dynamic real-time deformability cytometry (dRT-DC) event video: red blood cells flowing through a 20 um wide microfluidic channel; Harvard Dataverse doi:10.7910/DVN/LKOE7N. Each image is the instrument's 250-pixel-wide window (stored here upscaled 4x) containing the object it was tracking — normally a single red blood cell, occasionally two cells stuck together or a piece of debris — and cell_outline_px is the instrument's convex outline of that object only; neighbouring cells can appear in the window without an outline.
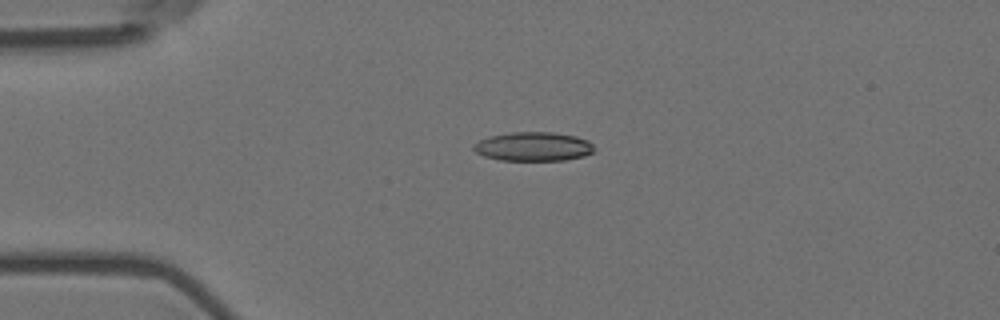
{"species": "Egyptian fruit bat (a non-hibernating species)", "species_latin": "Rousettus aegyptiacus", "temperature_condition": "room temperature", "stored_images_in_passage": 5, "camera_frame_rate_fps": 3000, "um_per_image_px": 0.085, "animal": {"sex": "female"}, "frame": {"image": 1, "passage_image": 3, "time_ms": 0.667, "image_size_px": [1000, 320], "cell_outline_px": [[592, 152], [584, 156], [564, 160], [500, 160], [484, 156], [476, 152], [472, 148], [472, 144], [488, 136], [512, 132], [552, 132], [576, 136], [588, 140], [592, 144]], "centroid_in_image_um": [45.3, 12.45], "position_along_channel_um": 39.7, "area_um2": 20.35}}
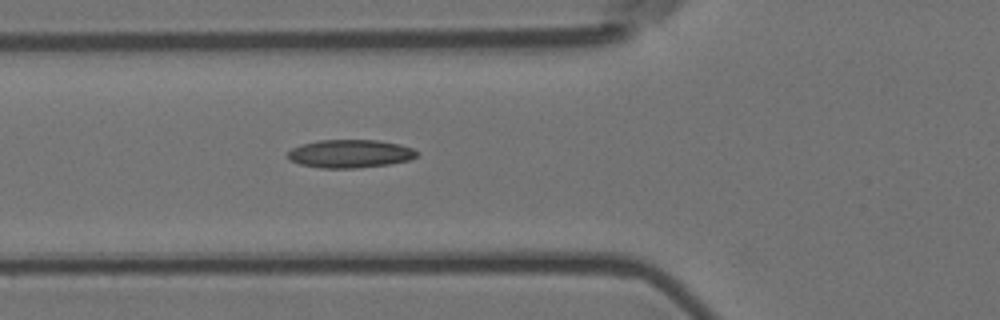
{"frame": {"image": 2, "passage_image": 5, "time_ms": 1.333, "image_size_px": [1000, 320], "cell_outline_px": [[416, 156], [408, 160], [388, 164], [356, 168], [320, 168], [300, 164], [288, 160], [288, 152], [292, 148], [300, 144], [320, 140], [380, 140], [400, 144], [412, 148], [416, 152]], "centroid_in_image_um": [29.71, 13.06], "position_along_channel_um": 96.1, "area_um2": 21.15}}